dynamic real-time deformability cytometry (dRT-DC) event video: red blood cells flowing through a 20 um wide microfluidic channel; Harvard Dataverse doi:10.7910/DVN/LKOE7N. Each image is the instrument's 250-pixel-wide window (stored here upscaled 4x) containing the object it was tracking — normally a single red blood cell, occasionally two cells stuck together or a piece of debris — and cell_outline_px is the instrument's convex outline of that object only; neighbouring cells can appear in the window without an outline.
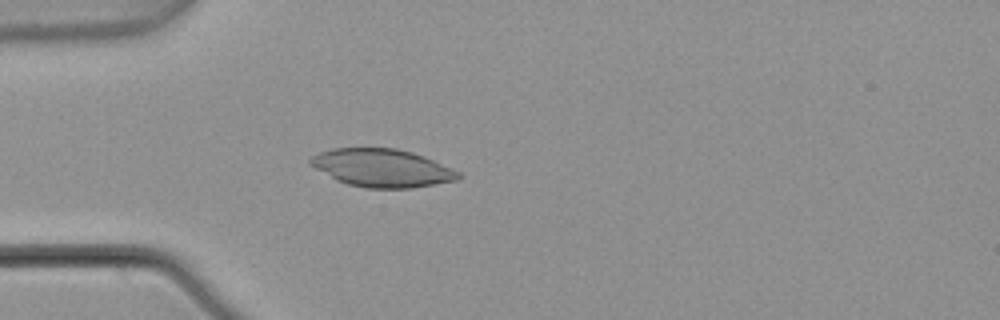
{"species": "common noctule bat (a hibernating species)", "species_latin": "Nyctalus noctula", "temperature_condition": "warm", "stored_images_in_passage": 4, "camera_frame_rate_fps": 3000, "um_per_image_px": 0.085, "animal": {"sex": "male", "body_mass_g": 21.5, "forearm_length_mm": 52.0}, "frame": {"image": 1, "passage_image": 4, "time_ms": 1.0, "image_size_px": [1000, 320], "cell_outline_px": [[460, 176], [456, 180], [412, 188], [368, 188], [348, 184], [336, 180], [308, 164], [308, 160], [312, 156], [320, 152], [332, 148], [396, 148], [412, 152], [424, 156], [452, 168], [460, 172]], "centroid_in_image_um": [32.45, 14.27], "position_along_channel_um": 52.6, "area_um2": 32.66}}